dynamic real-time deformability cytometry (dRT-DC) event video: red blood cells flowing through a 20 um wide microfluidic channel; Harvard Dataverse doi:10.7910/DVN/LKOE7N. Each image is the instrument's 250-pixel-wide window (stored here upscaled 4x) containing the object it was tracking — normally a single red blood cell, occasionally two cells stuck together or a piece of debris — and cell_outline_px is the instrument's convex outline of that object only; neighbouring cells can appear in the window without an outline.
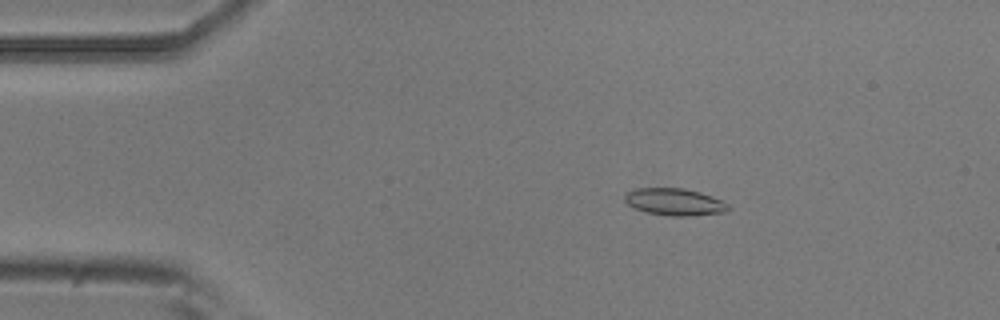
{"species": "common noctule bat (a hibernating species)", "species_latin": "Nyctalus noctula", "temperature_condition": "room temperature", "stored_images_in_passage": 8, "camera_frame_rate_fps": 3000, "um_per_image_px": 0.085, "animal": {"sex": "male", "body_mass_g": 20.5, "forearm_length_mm": 52.5}, "frame": {"image": 1, "passage_image": 2, "time_ms": 2.0, "image_size_px": [1000, 320], "cell_outline_px": [[728, 208], [724, 212], [692, 216], [672, 216], [648, 212], [636, 208], [628, 204], [624, 200], [624, 196], [628, 192], [636, 188], [684, 188], [700, 192], [712, 196], [728, 204]], "centroid_in_image_um": [57.33, 17.15], "position_along_channel_um": 27.7, "area_um2": 16.13}}
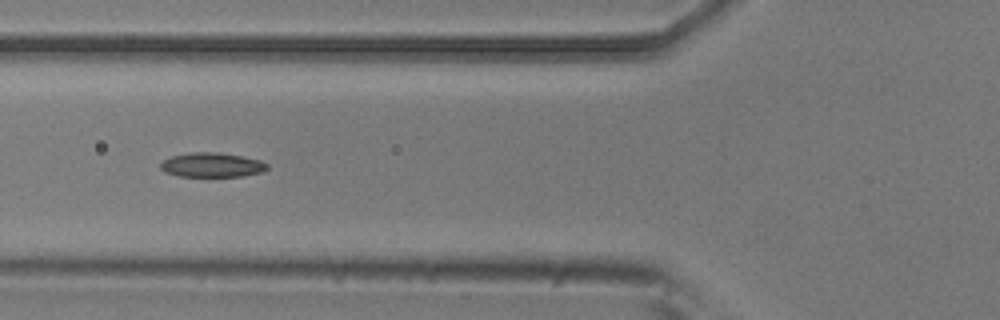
{"frame": {"image": 2, "passage_image": 5, "time_ms": 5.667, "image_size_px": [1000, 320], "cell_outline_px": [[268, 168], [264, 172], [240, 176], [180, 176], [164, 172], [160, 168], [160, 164], [164, 160], [172, 156], [192, 152], [216, 152], [244, 156], [260, 160], [268, 164]], "centroid_in_image_um": [18.04, 14.01], "position_along_channel_um": 107.8, "area_um2": 15.2}}
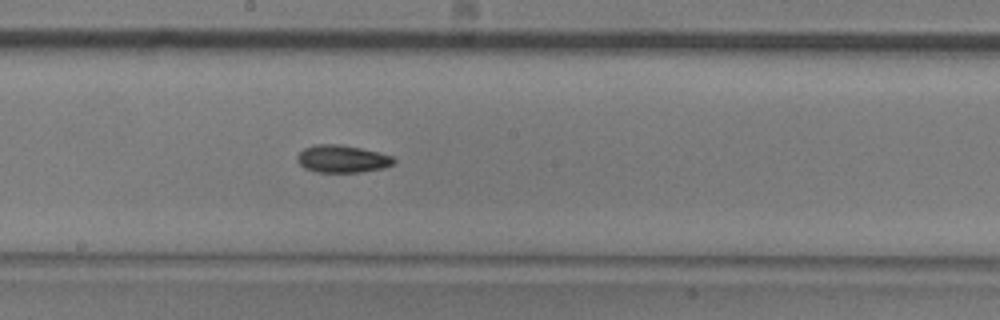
{"frame": {"image": 3, "passage_image": 8, "time_ms": 8.667, "image_size_px": [1000, 320], "cell_outline_px": [[396, 164], [384, 168], [360, 172], [316, 172], [304, 168], [296, 160], [296, 156], [304, 148], [316, 144], [340, 144], [380, 152], [392, 156], [396, 160]], "centroid_in_image_um": [29.11, 13.5], "position_along_channel_um": 219.1, "area_um2": 15.66}}